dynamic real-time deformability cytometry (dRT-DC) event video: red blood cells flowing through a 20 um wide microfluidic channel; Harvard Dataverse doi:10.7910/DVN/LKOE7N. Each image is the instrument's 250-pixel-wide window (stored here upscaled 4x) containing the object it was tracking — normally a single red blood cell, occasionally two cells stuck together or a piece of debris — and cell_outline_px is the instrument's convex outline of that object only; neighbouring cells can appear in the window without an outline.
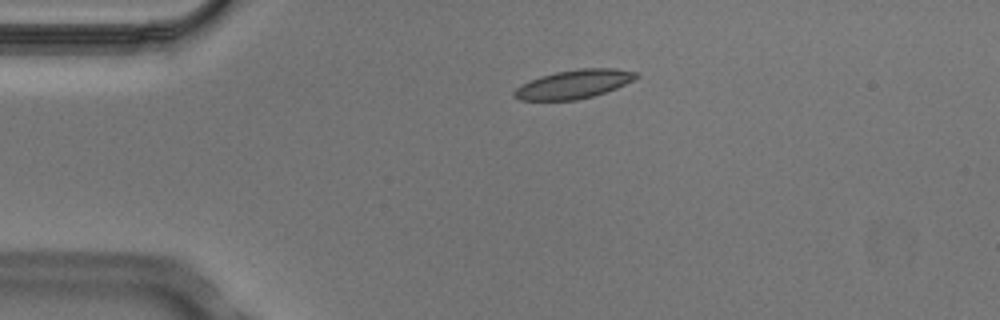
{"species": "Egyptian fruit bat (a non-hibernating species)", "species_latin": "Rousettus aegyptiacus", "temperature_condition": "cold", "stored_images_in_passage": 3, "camera_frame_rate_fps": 3000, "um_per_image_px": 0.085, "animal": {"sex": "male"}, "frame": {"image": 1, "passage_image": 2, "time_ms": 0.333, "image_size_px": [1000, 320], "cell_outline_px": [[640, 76], [616, 88], [592, 96], [576, 100], [520, 100], [512, 96], [512, 92], [520, 84], [540, 76], [556, 72], [580, 68], [616, 68], [640, 72]], "centroid_in_image_um": [48.76, 7.14], "position_along_channel_um": 36.2, "area_um2": 20.46}}